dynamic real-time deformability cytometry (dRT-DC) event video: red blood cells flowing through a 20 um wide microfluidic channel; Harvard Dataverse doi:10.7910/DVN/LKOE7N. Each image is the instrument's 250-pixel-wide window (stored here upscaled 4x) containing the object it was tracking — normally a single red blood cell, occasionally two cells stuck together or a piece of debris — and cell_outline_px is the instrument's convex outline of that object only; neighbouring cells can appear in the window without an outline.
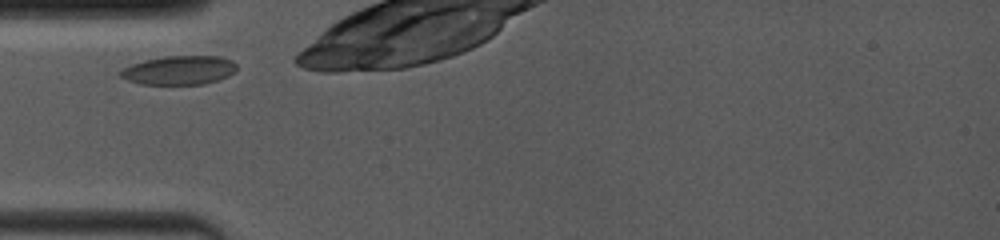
{"species": "common noctule bat (a hibernating species)", "species_latin": "Nyctalus noctula", "temperature_condition": "room temperature", "stored_images_in_passage": 8, "camera_frame_rate_fps": 4000, "um_per_image_px": 0.085, "animal": {"sex": "female", "body_mass_g": 19.0, "forearm_length_mm": 53.3}, "frame": {"image": 1, "passage_image": 1, "time_ms": 0.0, "image_size_px": [1000, 240], "cell_outline_px": [[236, 72], [220, 80], [204, 84], [140, 84], [128, 80], [120, 76], [120, 68], [144, 60], [164, 56], [220, 56], [232, 60], [236, 64]], "centroid_in_image_um": [15.25, 5.96], "position_along_channel_um": 69.8, "area_um2": 19.77}}